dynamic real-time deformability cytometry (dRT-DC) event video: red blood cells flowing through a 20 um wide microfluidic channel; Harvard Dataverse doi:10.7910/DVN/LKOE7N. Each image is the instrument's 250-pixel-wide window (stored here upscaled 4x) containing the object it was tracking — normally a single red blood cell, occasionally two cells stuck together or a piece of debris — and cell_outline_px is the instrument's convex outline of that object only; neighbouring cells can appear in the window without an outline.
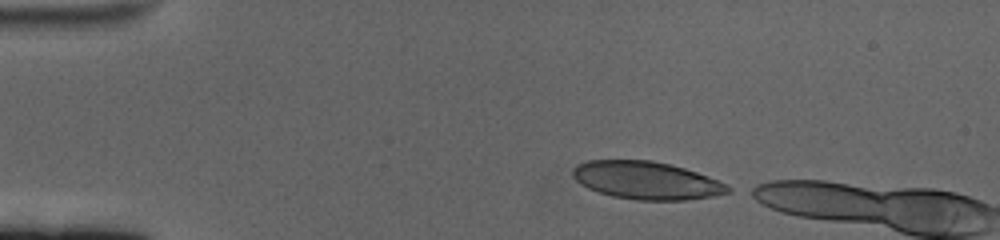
{"species": "human", "species_latin": "Homo sapiens", "temperature_condition": "cold", "stored_images_in_passage": 6, "camera_frame_rate_fps": 3000, "um_per_image_px": 0.085, "donor": {"sex": "female"}, "frame": {"image": 1, "passage_image": 1, "time_ms": 0.0, "image_size_px": [1000, 240], "cell_outline_px": [[736, 188], [732, 192], [712, 196], [684, 200], [636, 200], [612, 196], [596, 192], [580, 184], [572, 176], [572, 168], [576, 164], [588, 160], [652, 160], [684, 168], [708, 176], [728, 184]], "centroid_in_image_um": [54.95, 15.34], "position_along_channel_um": 30.0, "area_um2": 34.51}}